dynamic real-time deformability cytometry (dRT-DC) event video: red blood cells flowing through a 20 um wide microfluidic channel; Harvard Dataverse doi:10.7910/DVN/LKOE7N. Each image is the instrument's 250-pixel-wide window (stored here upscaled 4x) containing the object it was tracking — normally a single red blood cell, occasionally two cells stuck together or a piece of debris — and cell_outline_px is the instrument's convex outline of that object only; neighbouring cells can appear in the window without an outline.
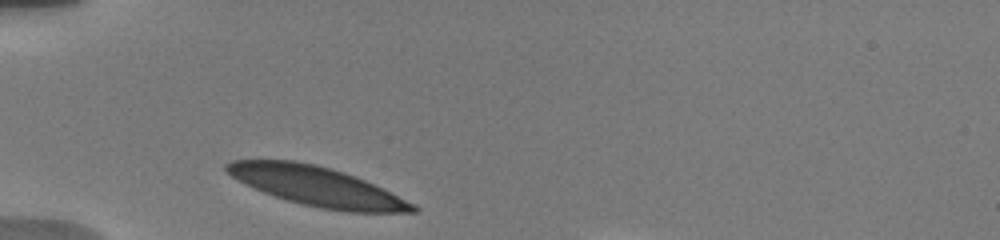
{"species": "human", "species_latin": "Homo sapiens", "temperature_condition": "warm", "stored_images_in_passage": 32, "camera_frame_rate_fps": 3000, "um_per_image_px": 0.085, "donor": {"sex": "male"}, "frame": {"image": 1, "passage_image": 1, "time_ms": 0.0, "image_size_px": [1000, 240], "cell_outline_px": [[420, 208], [416, 212], [348, 212], [320, 208], [288, 200], [264, 192], [232, 176], [224, 168], [224, 164], [232, 160], [292, 160], [312, 164], [328, 168], [364, 180], [416, 204]], "centroid_in_image_um": [26.97, 15.85], "position_along_channel_um": 58.0, "area_um2": 41.67}}
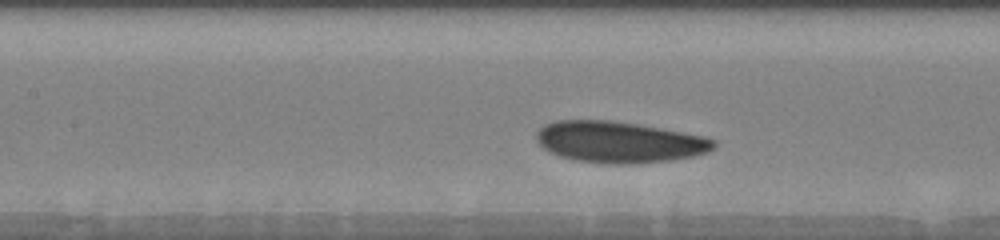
{"frame": {"image": 2, "passage_image": 9, "time_ms": 3.0, "image_size_px": [1000, 240], "cell_outline_px": [[716, 148], [708, 152], [692, 156], [668, 160], [632, 164], [608, 164], [576, 160], [560, 156], [548, 152], [536, 140], [536, 132], [544, 124], [556, 120], [608, 120], [636, 124], [660, 128], [704, 136], [716, 140]], "centroid_in_image_um": [52.61, 12.07], "position_along_channel_um": 154.8, "area_um2": 42.66}}
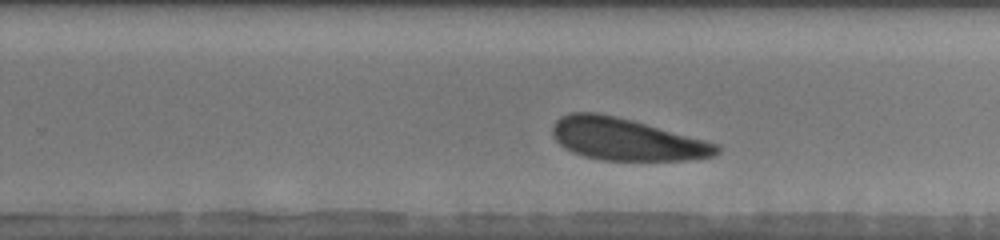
{"frame": {"image": 3, "passage_image": 22, "time_ms": 6.333, "image_size_px": [1000, 240], "cell_outline_px": [[720, 152], [716, 156], [688, 160], [600, 160], [584, 156], [572, 152], [564, 148], [552, 136], [552, 124], [560, 116], [568, 112], [596, 112], [616, 116], [632, 120], [720, 144]], "centroid_in_image_um": [53.22, 11.84], "position_along_channel_um": 276.6, "area_um2": 40.52}, "authors_computed_cell_mechanics": {"area_um2": 41.905, "velocity_mm_per_s": 3.6627, "shape_relaxation_time_tau1_ms": 1.9767, "shape_relaxation_time_tau2_ms": 8.873, "deformation_change_tau1": 0.0729, "deformation_change_tau2": 0.1632}}